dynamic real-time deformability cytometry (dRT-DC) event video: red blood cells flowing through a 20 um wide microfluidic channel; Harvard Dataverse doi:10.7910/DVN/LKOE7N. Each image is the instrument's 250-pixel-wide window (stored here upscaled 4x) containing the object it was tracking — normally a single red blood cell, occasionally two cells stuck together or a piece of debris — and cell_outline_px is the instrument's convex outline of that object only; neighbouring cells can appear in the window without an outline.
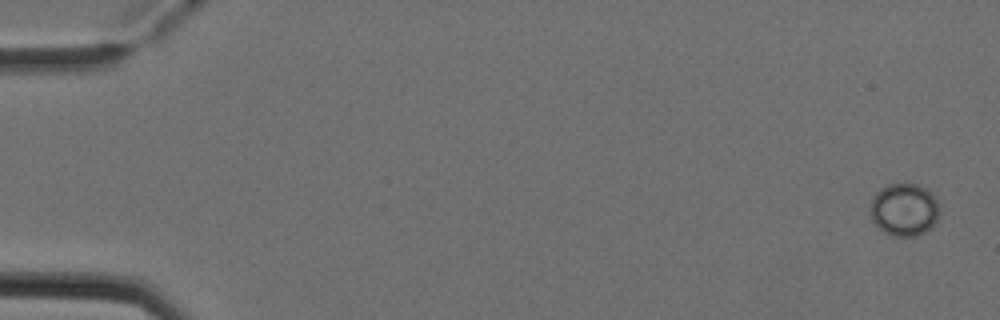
{"species": "Egyptian fruit bat (a non-hibernating species)", "species_latin": "Rousettus aegyptiacus", "temperature_condition": "cold", "stored_images_in_passage": 4, "camera_frame_rate_fps": 3000, "um_per_image_px": 0.085, "animal": {"sex": "female"}, "frame": {"image": 1, "passage_image": 1, "time_ms": 0.0, "image_size_px": [1000, 320], "cell_outline_px": [[940, 212], [932, 228], [916, 236], [892, 236], [884, 232], [872, 220], [872, 196], [880, 188], [888, 184], [916, 184], [932, 192], [936, 200]], "centroid_in_image_um": [76.88, 17.82], "position_along_channel_um": 8.1, "area_um2": 21.15}}
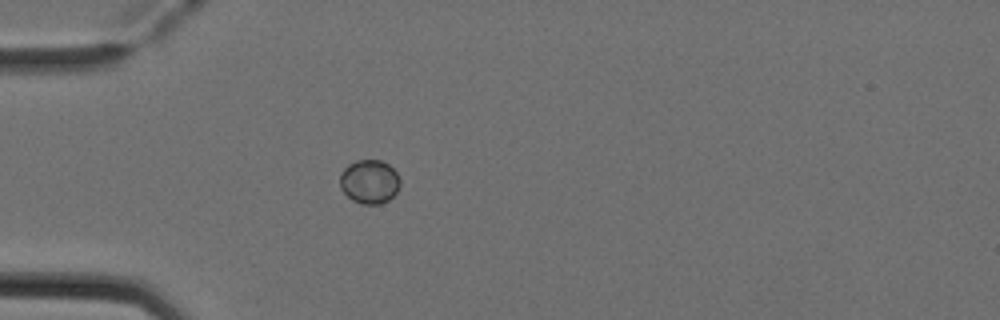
{"frame": {"image": 2, "passage_image": 4, "time_ms": 1.0, "image_size_px": [1000, 320], "cell_outline_px": [[400, 184], [396, 192], [388, 200], [380, 204], [360, 204], [352, 200], [340, 188], [340, 172], [348, 164], [356, 160], [380, 160], [388, 164], [396, 172], [400, 180]], "centroid_in_image_um": [31.38, 15.44], "position_along_channel_um": 53.6, "area_um2": 15.43}}